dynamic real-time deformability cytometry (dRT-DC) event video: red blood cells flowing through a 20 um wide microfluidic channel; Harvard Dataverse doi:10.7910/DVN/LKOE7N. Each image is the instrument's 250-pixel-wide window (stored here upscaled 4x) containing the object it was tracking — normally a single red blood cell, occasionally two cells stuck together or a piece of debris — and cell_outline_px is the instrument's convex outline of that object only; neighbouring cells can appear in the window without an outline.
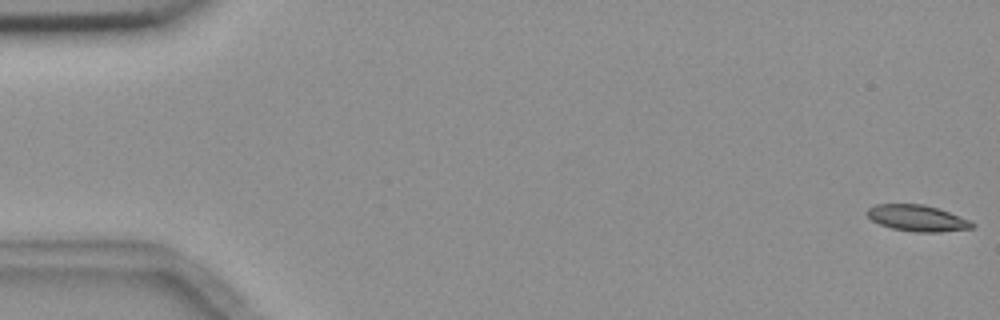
{"species": "common noctule bat (a hibernating species)", "species_latin": "Nyctalus noctula", "temperature_condition": "room temperature", "stored_images_in_passage": 5, "camera_frame_rate_fps": 3000, "um_per_image_px": 0.085, "animal": {"sex": "female", "body_mass_g": 18.4}, "frame": {"image": 1, "passage_image": 1, "time_ms": 0.0, "image_size_px": [1000, 320], "cell_outline_px": [[976, 224], [972, 228], [940, 232], [916, 232], [892, 228], [880, 224], [872, 220], [868, 216], [868, 208], [876, 204], [924, 204], [948, 212], [968, 220]], "centroid_in_image_um": [77.96, 18.54], "position_along_channel_um": 7.0, "area_um2": 15.78}}
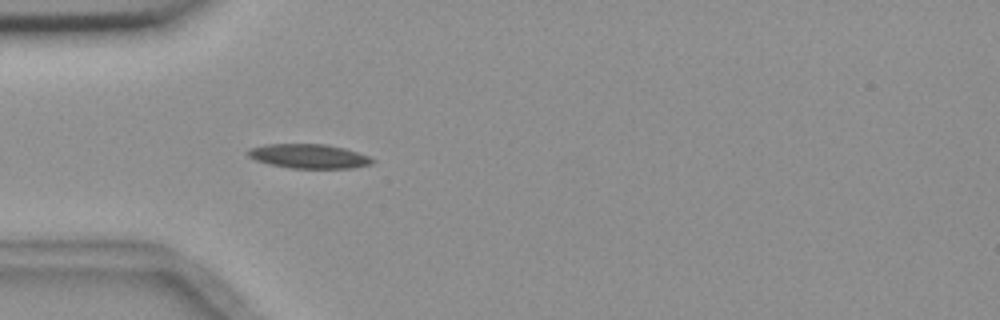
{"frame": {"image": 2, "passage_image": 5, "time_ms": 5.333, "image_size_px": [1000, 320], "cell_outline_px": [[376, 160], [372, 164], [352, 168], [288, 168], [268, 164], [256, 160], [248, 156], [248, 152], [252, 148], [268, 144], [324, 144], [344, 148], [368, 156]], "centroid_in_image_um": [26.27, 13.29], "position_along_channel_um": 58.7, "area_um2": 17.46}}